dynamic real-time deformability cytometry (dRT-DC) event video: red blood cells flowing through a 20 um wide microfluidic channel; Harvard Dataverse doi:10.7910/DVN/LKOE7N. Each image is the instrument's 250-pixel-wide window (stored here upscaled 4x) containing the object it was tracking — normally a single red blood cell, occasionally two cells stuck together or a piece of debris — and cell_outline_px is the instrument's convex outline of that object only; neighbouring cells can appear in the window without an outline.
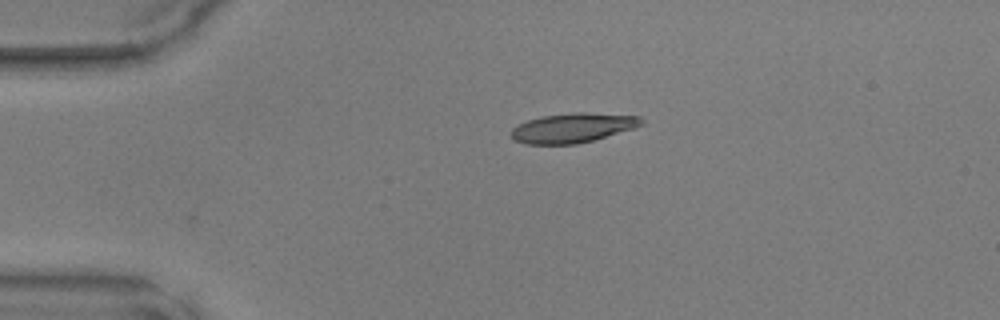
{"species": "common noctule bat (a hibernating species)", "species_latin": "Nyctalus noctula", "temperature_condition": "warm", "stored_images_in_passage": 31, "camera_frame_rate_fps": 3000, "um_per_image_px": 0.085, "animal": {"sex": "male", "body_mass_g": 17.9, "forearm_length_mm": 54.2}, "frame": {"image": 1, "passage_image": 1, "time_ms": 0.0, "image_size_px": [1000, 320], "cell_outline_px": [[644, 124], [632, 128], [592, 140], [576, 144], [524, 144], [516, 140], [508, 132], [512, 128], [528, 120], [540, 116], [576, 112], [584, 112], [640, 116], [644, 120]], "centroid_in_image_um": [48.66, 10.86], "position_along_channel_um": 36.3, "area_um2": 22.25}}
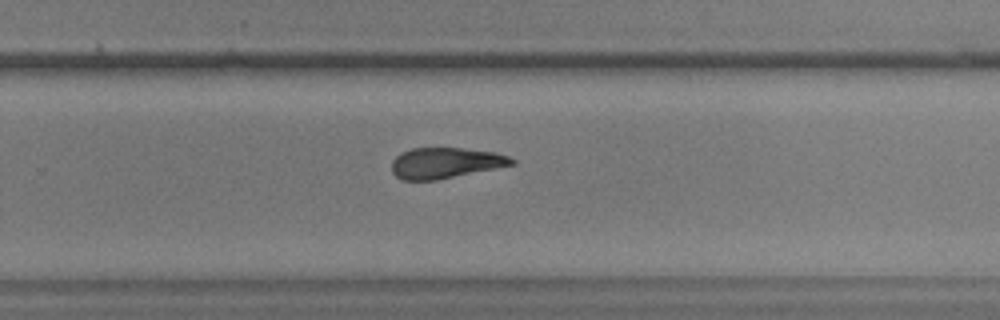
{"frame": {"image": 2, "passage_image": 22, "time_ms": 7.0, "image_size_px": [1000, 320], "cell_outline_px": [[516, 164], [436, 180], [400, 180], [392, 172], [392, 160], [396, 156], [412, 148], [460, 148], [496, 152], [508, 156], [516, 160]], "centroid_in_image_um": [37.87, 13.85], "position_along_channel_um": 291.9, "area_um2": 21.44}}
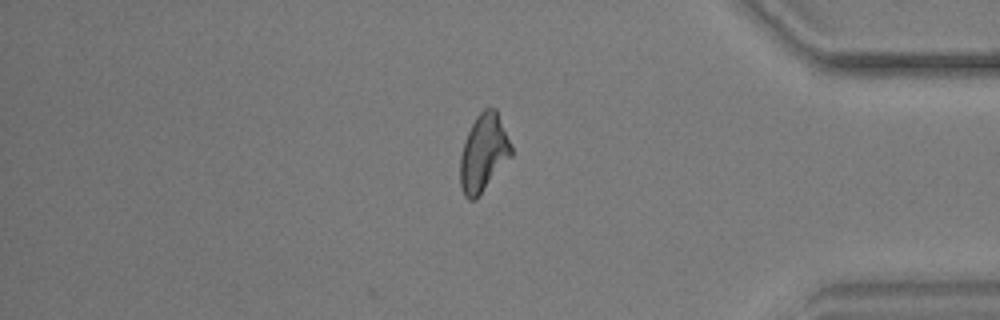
{"frame": {"image": 3, "passage_image": 31, "time_ms": 10.0, "image_size_px": [1000, 320], "cell_outline_px": [[512, 156], [476, 200], [468, 200], [464, 196], [460, 188], [460, 156], [468, 132], [476, 116], [484, 108], [496, 108], [512, 148]], "centroid_in_image_um": [41.09, 13.04], "position_along_channel_um": 394.1, "area_um2": 23.0}}